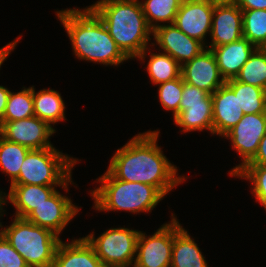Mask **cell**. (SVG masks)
I'll list each match as a JSON object with an SVG mask.
<instances>
[{
  "label": "cell",
  "mask_w": 266,
  "mask_h": 267,
  "mask_svg": "<svg viewBox=\"0 0 266 267\" xmlns=\"http://www.w3.org/2000/svg\"><path fill=\"white\" fill-rule=\"evenodd\" d=\"M16 39L17 40H14L13 42H10L6 46L0 48V67L3 64V62L6 60V58L9 56L10 52L15 49V46L19 42L20 37Z\"/></svg>",
  "instance_id": "8d00e7d4"
},
{
  "label": "cell",
  "mask_w": 266,
  "mask_h": 267,
  "mask_svg": "<svg viewBox=\"0 0 266 267\" xmlns=\"http://www.w3.org/2000/svg\"><path fill=\"white\" fill-rule=\"evenodd\" d=\"M265 134L266 112L244 114L240 121L223 136L231 139L232 148L242 157V163L230 171L231 176H234L255 156Z\"/></svg>",
  "instance_id": "9c48e42d"
},
{
  "label": "cell",
  "mask_w": 266,
  "mask_h": 267,
  "mask_svg": "<svg viewBox=\"0 0 266 267\" xmlns=\"http://www.w3.org/2000/svg\"><path fill=\"white\" fill-rule=\"evenodd\" d=\"M30 150L0 136V167L11 178V184L18 178L21 165Z\"/></svg>",
  "instance_id": "d4e9b609"
},
{
  "label": "cell",
  "mask_w": 266,
  "mask_h": 267,
  "mask_svg": "<svg viewBox=\"0 0 266 267\" xmlns=\"http://www.w3.org/2000/svg\"><path fill=\"white\" fill-rule=\"evenodd\" d=\"M53 267H105L94 248L82 237L71 243L60 241L54 256Z\"/></svg>",
  "instance_id": "ac0fdd59"
},
{
  "label": "cell",
  "mask_w": 266,
  "mask_h": 267,
  "mask_svg": "<svg viewBox=\"0 0 266 267\" xmlns=\"http://www.w3.org/2000/svg\"><path fill=\"white\" fill-rule=\"evenodd\" d=\"M139 232L119 227L110 228L97 238L93 233L84 238L105 267H133Z\"/></svg>",
  "instance_id": "52a82bcc"
},
{
  "label": "cell",
  "mask_w": 266,
  "mask_h": 267,
  "mask_svg": "<svg viewBox=\"0 0 266 267\" xmlns=\"http://www.w3.org/2000/svg\"><path fill=\"white\" fill-rule=\"evenodd\" d=\"M147 63V72L154 84H160L178 78L181 65L167 53H151Z\"/></svg>",
  "instance_id": "4316f807"
},
{
  "label": "cell",
  "mask_w": 266,
  "mask_h": 267,
  "mask_svg": "<svg viewBox=\"0 0 266 267\" xmlns=\"http://www.w3.org/2000/svg\"><path fill=\"white\" fill-rule=\"evenodd\" d=\"M210 35V50L243 37L242 11L235 2H215Z\"/></svg>",
  "instance_id": "5bb4252c"
},
{
  "label": "cell",
  "mask_w": 266,
  "mask_h": 267,
  "mask_svg": "<svg viewBox=\"0 0 266 267\" xmlns=\"http://www.w3.org/2000/svg\"><path fill=\"white\" fill-rule=\"evenodd\" d=\"M9 94L10 90L0 85V122L3 120Z\"/></svg>",
  "instance_id": "d590c367"
},
{
  "label": "cell",
  "mask_w": 266,
  "mask_h": 267,
  "mask_svg": "<svg viewBox=\"0 0 266 267\" xmlns=\"http://www.w3.org/2000/svg\"><path fill=\"white\" fill-rule=\"evenodd\" d=\"M183 81L213 94L226 83L220 74L215 55L210 49H205L192 60L181 66Z\"/></svg>",
  "instance_id": "4fadbf2b"
},
{
  "label": "cell",
  "mask_w": 266,
  "mask_h": 267,
  "mask_svg": "<svg viewBox=\"0 0 266 267\" xmlns=\"http://www.w3.org/2000/svg\"><path fill=\"white\" fill-rule=\"evenodd\" d=\"M214 6L213 0H183L173 24L204 45L206 34L211 33Z\"/></svg>",
  "instance_id": "8fae6325"
},
{
  "label": "cell",
  "mask_w": 266,
  "mask_h": 267,
  "mask_svg": "<svg viewBox=\"0 0 266 267\" xmlns=\"http://www.w3.org/2000/svg\"><path fill=\"white\" fill-rule=\"evenodd\" d=\"M34 115L47 122L50 126L65 120V104L59 92L53 89H43L35 92L33 87Z\"/></svg>",
  "instance_id": "7402d4cb"
},
{
  "label": "cell",
  "mask_w": 266,
  "mask_h": 267,
  "mask_svg": "<svg viewBox=\"0 0 266 267\" xmlns=\"http://www.w3.org/2000/svg\"><path fill=\"white\" fill-rule=\"evenodd\" d=\"M29 267H53L61 239L52 231L15 217L12 224L0 230Z\"/></svg>",
  "instance_id": "5b68a950"
},
{
  "label": "cell",
  "mask_w": 266,
  "mask_h": 267,
  "mask_svg": "<svg viewBox=\"0 0 266 267\" xmlns=\"http://www.w3.org/2000/svg\"><path fill=\"white\" fill-rule=\"evenodd\" d=\"M243 37L256 48H266V10H241Z\"/></svg>",
  "instance_id": "83f0119b"
},
{
  "label": "cell",
  "mask_w": 266,
  "mask_h": 267,
  "mask_svg": "<svg viewBox=\"0 0 266 267\" xmlns=\"http://www.w3.org/2000/svg\"><path fill=\"white\" fill-rule=\"evenodd\" d=\"M160 103L166 110H172L173 118L179 113V104L183 91V78H178L158 84Z\"/></svg>",
  "instance_id": "4dcf8cb0"
},
{
  "label": "cell",
  "mask_w": 266,
  "mask_h": 267,
  "mask_svg": "<svg viewBox=\"0 0 266 267\" xmlns=\"http://www.w3.org/2000/svg\"><path fill=\"white\" fill-rule=\"evenodd\" d=\"M152 35L159 48L181 66L198 56L206 47L200 41L184 34L174 24L160 25L154 29Z\"/></svg>",
  "instance_id": "9a60e30c"
},
{
  "label": "cell",
  "mask_w": 266,
  "mask_h": 267,
  "mask_svg": "<svg viewBox=\"0 0 266 267\" xmlns=\"http://www.w3.org/2000/svg\"><path fill=\"white\" fill-rule=\"evenodd\" d=\"M143 2H140L142 11L149 27L154 31L160 26L157 22L173 24L183 0H146Z\"/></svg>",
  "instance_id": "cb8c5ba5"
},
{
  "label": "cell",
  "mask_w": 266,
  "mask_h": 267,
  "mask_svg": "<svg viewBox=\"0 0 266 267\" xmlns=\"http://www.w3.org/2000/svg\"><path fill=\"white\" fill-rule=\"evenodd\" d=\"M215 2H235L236 0H213Z\"/></svg>",
  "instance_id": "f35d334b"
},
{
  "label": "cell",
  "mask_w": 266,
  "mask_h": 267,
  "mask_svg": "<svg viewBox=\"0 0 266 267\" xmlns=\"http://www.w3.org/2000/svg\"><path fill=\"white\" fill-rule=\"evenodd\" d=\"M170 267H208L197 243L174 217V240Z\"/></svg>",
  "instance_id": "ffe728a7"
},
{
  "label": "cell",
  "mask_w": 266,
  "mask_h": 267,
  "mask_svg": "<svg viewBox=\"0 0 266 267\" xmlns=\"http://www.w3.org/2000/svg\"><path fill=\"white\" fill-rule=\"evenodd\" d=\"M103 21L110 36L129 58L145 60L150 34L138 0H99L89 6Z\"/></svg>",
  "instance_id": "3957f363"
},
{
  "label": "cell",
  "mask_w": 266,
  "mask_h": 267,
  "mask_svg": "<svg viewBox=\"0 0 266 267\" xmlns=\"http://www.w3.org/2000/svg\"><path fill=\"white\" fill-rule=\"evenodd\" d=\"M255 49L249 40L242 37L237 41L213 47L211 51L215 55L220 74L227 81L236 78Z\"/></svg>",
  "instance_id": "e0dca14e"
},
{
  "label": "cell",
  "mask_w": 266,
  "mask_h": 267,
  "mask_svg": "<svg viewBox=\"0 0 266 267\" xmlns=\"http://www.w3.org/2000/svg\"><path fill=\"white\" fill-rule=\"evenodd\" d=\"M13 93L10 91L6 109L1 122L15 121L33 117V86Z\"/></svg>",
  "instance_id": "f1b7e54d"
},
{
  "label": "cell",
  "mask_w": 266,
  "mask_h": 267,
  "mask_svg": "<svg viewBox=\"0 0 266 267\" xmlns=\"http://www.w3.org/2000/svg\"><path fill=\"white\" fill-rule=\"evenodd\" d=\"M1 193H0V213H2V212H4L3 211V205L5 204V197L2 195V191H0ZM2 210V211H1ZM0 216H3L2 214H0ZM0 227L2 228V225H1V223H0Z\"/></svg>",
  "instance_id": "74e56055"
},
{
  "label": "cell",
  "mask_w": 266,
  "mask_h": 267,
  "mask_svg": "<svg viewBox=\"0 0 266 267\" xmlns=\"http://www.w3.org/2000/svg\"><path fill=\"white\" fill-rule=\"evenodd\" d=\"M213 100H202V103L179 104V113L174 117L181 132L209 130L213 134Z\"/></svg>",
  "instance_id": "44dd1931"
},
{
  "label": "cell",
  "mask_w": 266,
  "mask_h": 267,
  "mask_svg": "<svg viewBox=\"0 0 266 267\" xmlns=\"http://www.w3.org/2000/svg\"><path fill=\"white\" fill-rule=\"evenodd\" d=\"M56 186H41L33 184H11L8 195L5 196L16 208L15 217L25 219L37 206L51 197L57 190ZM7 197V198H6Z\"/></svg>",
  "instance_id": "d6986e66"
},
{
  "label": "cell",
  "mask_w": 266,
  "mask_h": 267,
  "mask_svg": "<svg viewBox=\"0 0 266 267\" xmlns=\"http://www.w3.org/2000/svg\"><path fill=\"white\" fill-rule=\"evenodd\" d=\"M56 12L72 43L74 55L80 60L118 66L129 59L90 7Z\"/></svg>",
  "instance_id": "7a4b0ae2"
},
{
  "label": "cell",
  "mask_w": 266,
  "mask_h": 267,
  "mask_svg": "<svg viewBox=\"0 0 266 267\" xmlns=\"http://www.w3.org/2000/svg\"><path fill=\"white\" fill-rule=\"evenodd\" d=\"M101 186L91 191L99 211L151 212L164 198L154 186L116 179L108 170L97 179Z\"/></svg>",
  "instance_id": "277c9868"
},
{
  "label": "cell",
  "mask_w": 266,
  "mask_h": 267,
  "mask_svg": "<svg viewBox=\"0 0 266 267\" xmlns=\"http://www.w3.org/2000/svg\"><path fill=\"white\" fill-rule=\"evenodd\" d=\"M213 100V134L224 136L243 117L239 108L238 93H234L226 84L211 94Z\"/></svg>",
  "instance_id": "2e32d148"
},
{
  "label": "cell",
  "mask_w": 266,
  "mask_h": 267,
  "mask_svg": "<svg viewBox=\"0 0 266 267\" xmlns=\"http://www.w3.org/2000/svg\"><path fill=\"white\" fill-rule=\"evenodd\" d=\"M159 133L154 130L134 136L117 149L107 170L118 180L152 185L166 196L186 177L176 176L177 167L158 147Z\"/></svg>",
  "instance_id": "6da1fadb"
},
{
  "label": "cell",
  "mask_w": 266,
  "mask_h": 267,
  "mask_svg": "<svg viewBox=\"0 0 266 267\" xmlns=\"http://www.w3.org/2000/svg\"><path fill=\"white\" fill-rule=\"evenodd\" d=\"M78 160L63 155L54 147L31 149L20 168L18 178L12 184L62 186L68 190L72 183L71 170Z\"/></svg>",
  "instance_id": "8992f818"
},
{
  "label": "cell",
  "mask_w": 266,
  "mask_h": 267,
  "mask_svg": "<svg viewBox=\"0 0 266 267\" xmlns=\"http://www.w3.org/2000/svg\"><path fill=\"white\" fill-rule=\"evenodd\" d=\"M0 267H29L24 258L0 233Z\"/></svg>",
  "instance_id": "1f68e13d"
},
{
  "label": "cell",
  "mask_w": 266,
  "mask_h": 267,
  "mask_svg": "<svg viewBox=\"0 0 266 267\" xmlns=\"http://www.w3.org/2000/svg\"><path fill=\"white\" fill-rule=\"evenodd\" d=\"M234 93H238L239 108L244 114H257L266 112V90L247 83L237 81L235 78L225 83Z\"/></svg>",
  "instance_id": "603a6c76"
},
{
  "label": "cell",
  "mask_w": 266,
  "mask_h": 267,
  "mask_svg": "<svg viewBox=\"0 0 266 267\" xmlns=\"http://www.w3.org/2000/svg\"><path fill=\"white\" fill-rule=\"evenodd\" d=\"M252 183V193L266 210V166L245 165L235 175Z\"/></svg>",
  "instance_id": "f546056e"
},
{
  "label": "cell",
  "mask_w": 266,
  "mask_h": 267,
  "mask_svg": "<svg viewBox=\"0 0 266 267\" xmlns=\"http://www.w3.org/2000/svg\"><path fill=\"white\" fill-rule=\"evenodd\" d=\"M202 100H212L211 94L183 81L180 104L202 103Z\"/></svg>",
  "instance_id": "d6a6232c"
},
{
  "label": "cell",
  "mask_w": 266,
  "mask_h": 267,
  "mask_svg": "<svg viewBox=\"0 0 266 267\" xmlns=\"http://www.w3.org/2000/svg\"><path fill=\"white\" fill-rule=\"evenodd\" d=\"M174 240V217L147 237L139 232L133 267H170Z\"/></svg>",
  "instance_id": "ba28073f"
},
{
  "label": "cell",
  "mask_w": 266,
  "mask_h": 267,
  "mask_svg": "<svg viewBox=\"0 0 266 267\" xmlns=\"http://www.w3.org/2000/svg\"><path fill=\"white\" fill-rule=\"evenodd\" d=\"M235 3L241 10H266V0H236Z\"/></svg>",
  "instance_id": "e575fe53"
},
{
  "label": "cell",
  "mask_w": 266,
  "mask_h": 267,
  "mask_svg": "<svg viewBox=\"0 0 266 267\" xmlns=\"http://www.w3.org/2000/svg\"><path fill=\"white\" fill-rule=\"evenodd\" d=\"M235 79L266 90V48H256Z\"/></svg>",
  "instance_id": "484cf974"
},
{
  "label": "cell",
  "mask_w": 266,
  "mask_h": 267,
  "mask_svg": "<svg viewBox=\"0 0 266 267\" xmlns=\"http://www.w3.org/2000/svg\"><path fill=\"white\" fill-rule=\"evenodd\" d=\"M56 130L36 116L15 121L0 122V136L29 149L53 147L49 137Z\"/></svg>",
  "instance_id": "30bf717a"
},
{
  "label": "cell",
  "mask_w": 266,
  "mask_h": 267,
  "mask_svg": "<svg viewBox=\"0 0 266 267\" xmlns=\"http://www.w3.org/2000/svg\"><path fill=\"white\" fill-rule=\"evenodd\" d=\"M246 165L266 166V134L261 139L255 156Z\"/></svg>",
  "instance_id": "836d02e7"
},
{
  "label": "cell",
  "mask_w": 266,
  "mask_h": 267,
  "mask_svg": "<svg viewBox=\"0 0 266 267\" xmlns=\"http://www.w3.org/2000/svg\"><path fill=\"white\" fill-rule=\"evenodd\" d=\"M78 212L79 209L72 203L71 199L57 190L25 219L52 231L59 237L65 226Z\"/></svg>",
  "instance_id": "7c38bea8"
}]
</instances>
